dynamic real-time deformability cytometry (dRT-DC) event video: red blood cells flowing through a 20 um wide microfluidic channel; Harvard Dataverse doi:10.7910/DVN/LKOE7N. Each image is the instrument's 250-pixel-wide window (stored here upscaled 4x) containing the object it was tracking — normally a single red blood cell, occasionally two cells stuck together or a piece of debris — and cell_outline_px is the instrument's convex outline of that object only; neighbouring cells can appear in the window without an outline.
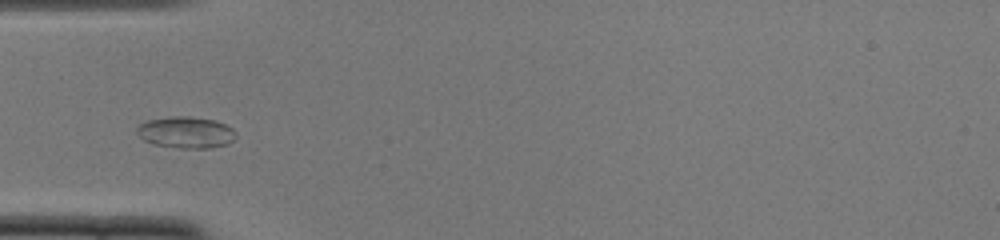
{"species": "common noctule bat (a hibernating species)", "species_latin": "Nyctalus noctula", "temperature_condition": "cold", "stored_images_in_passage": 32, "camera_frame_rate_fps": 3000, "um_per_image_px": 0.085, "animal": {"sex": "female", "body_mass_g": 22.0, "forearm_length_mm": 56.7}, "frame": {"image": 1, "passage_image": 10, "time_ms": 3.0, "image_size_px": [1000, 240], "cell_outline_px": [[236, 136], [228, 144], [212, 148], [180, 148], [152, 144], [144, 140], [136, 132], [136, 128], [140, 124], [148, 120], [172, 116], [192, 116], [216, 120], [232, 128], [236, 132]], "centroid_in_image_um": [15.81, 11.25], "position_along_channel_um": 69.2, "area_um2": 18.32}}
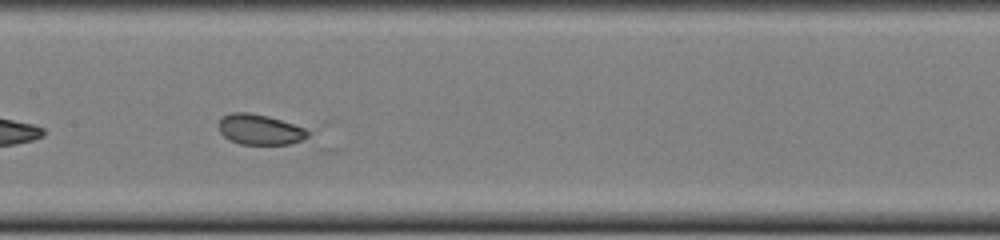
{"frame": {"image": 2, "passage_image": 19, "time_ms": 6.0, "image_size_px": [1000, 240], "cell_outline_px": [[308, 136], [300, 140], [288, 144], [240, 144], [228, 140], [220, 132], [220, 120], [224, 116], [232, 112], [248, 112], [268, 116], [304, 128], [308, 132]], "centroid_in_image_um": [22.05, 11.01], "position_along_channel_um": 185.4, "area_um2": 15.49}}
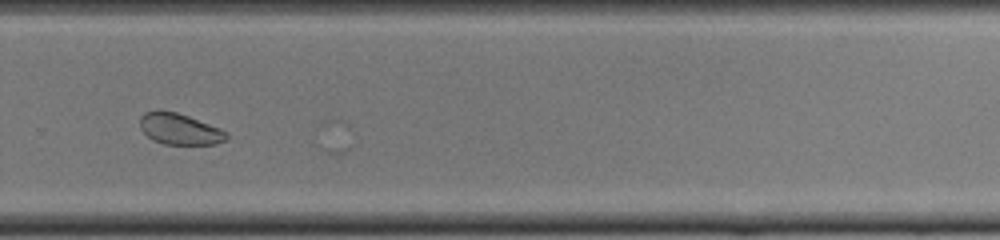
{"frame": {"image": 3, "passage_image": 29, "time_ms": 9.333, "image_size_px": [1000, 240], "cell_outline_px": [[228, 140], [216, 144], [164, 144], [152, 140], [140, 128], [140, 116], [144, 112], [176, 112], [188, 116], [220, 128], [228, 132]], "centroid_in_image_um": [15.31, 10.99], "position_along_channel_um": 314.5, "area_um2": 15.55}}